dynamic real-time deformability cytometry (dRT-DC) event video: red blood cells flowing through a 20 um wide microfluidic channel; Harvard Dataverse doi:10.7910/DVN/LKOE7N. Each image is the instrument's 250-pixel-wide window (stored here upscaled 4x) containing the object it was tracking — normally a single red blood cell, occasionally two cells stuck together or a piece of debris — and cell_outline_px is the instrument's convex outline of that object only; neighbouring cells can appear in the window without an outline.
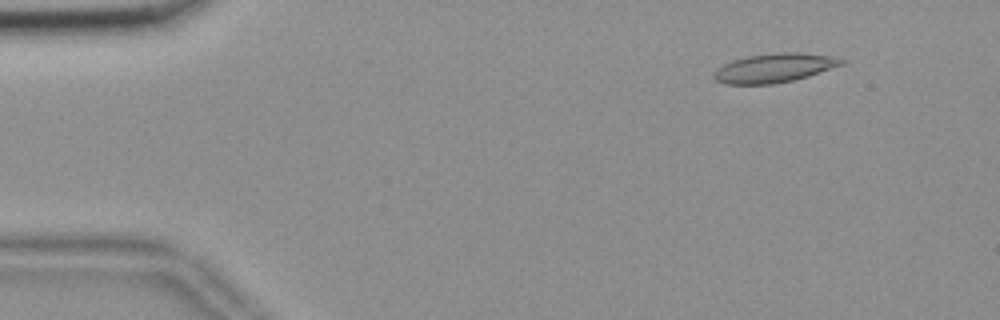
{"species": "common noctule bat (a hibernating species)", "species_latin": "Nyctalus noctula", "temperature_condition": "room temperature", "stored_images_in_passage": 13, "camera_frame_rate_fps": 3000, "um_per_image_px": 0.085, "animal": {"sex": "female", "body_mass_g": 18.4}, "frame": {"image": 1, "passage_image": 6, "time_ms": 1.667, "image_size_px": [1000, 320], "cell_outline_px": [[844, 64], [808, 76], [792, 80], [772, 84], [724, 84], [716, 80], [712, 76], [724, 64], [732, 60], [748, 56], [780, 52], [800, 52], [832, 56], [844, 60]], "centroid_in_image_um": [65.83, 5.77], "position_along_channel_um": 19.2, "area_um2": 21.33}}